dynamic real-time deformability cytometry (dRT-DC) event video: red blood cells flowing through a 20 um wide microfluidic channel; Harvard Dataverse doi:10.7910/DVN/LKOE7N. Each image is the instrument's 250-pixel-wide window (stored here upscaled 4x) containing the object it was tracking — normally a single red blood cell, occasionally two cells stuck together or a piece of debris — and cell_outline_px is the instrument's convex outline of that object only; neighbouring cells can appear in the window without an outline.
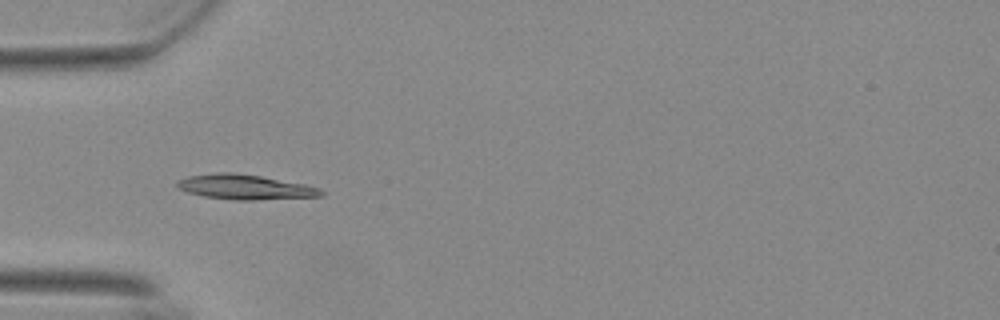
{"species": "Egyptian fruit bat (a non-hibernating species)", "species_latin": "Rousettus aegyptiacus", "temperature_condition": "warm", "stored_images_in_passage": 41, "camera_frame_rate_fps": 3000, "um_per_image_px": 0.085, "animal": {"sex": "female"}, "frame": {"image": 1, "passage_image": 4, "time_ms": 1.0, "image_size_px": [1000, 320], "cell_outline_px": [[324, 196], [252, 200], [236, 200], [204, 196], [188, 192], [180, 188], [176, 184], [180, 180], [188, 176], [216, 172], [232, 172], [260, 176], [304, 184], [320, 188], [324, 192]], "centroid_in_image_um": [20.86, 15.89], "position_along_channel_um": 64.1, "area_um2": 20.63}}
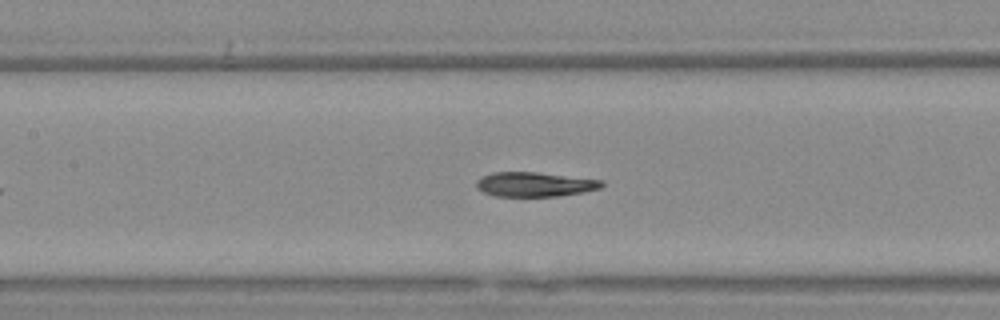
{"frame": {"image": 2, "passage_image": 12, "time_ms": 3.667, "image_size_px": [1000, 320], "cell_outline_px": [[604, 184], [600, 188], [584, 192], [560, 196], [492, 196], [476, 188], [476, 180], [480, 176], [492, 172], [536, 172], [604, 180]], "centroid_in_image_um": [45.43, 15.67], "position_along_channel_um": 162.0, "area_um2": 18.09}}
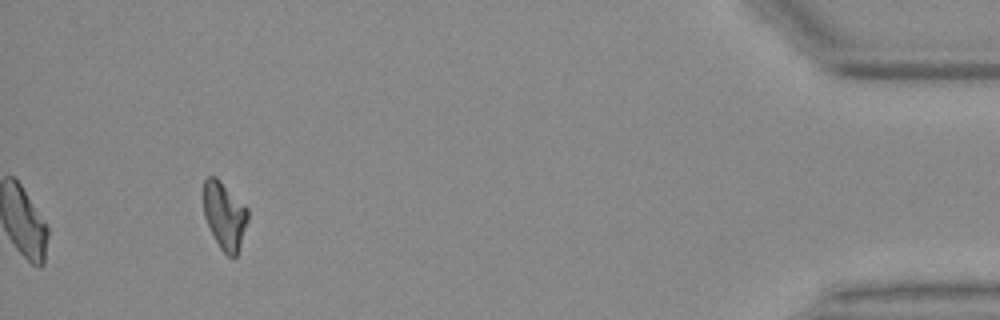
{"frame": {"image": 3, "passage_image": 38, "time_ms": 12.333, "image_size_px": [1000, 320], "cell_outline_px": [[248, 220], [236, 256], [228, 256], [220, 248], [204, 216], [204, 180], [208, 176], [216, 176], [248, 208]], "centroid_in_image_um": [19.09, 18.29], "position_along_channel_um": 416.1, "area_um2": 17.11}}